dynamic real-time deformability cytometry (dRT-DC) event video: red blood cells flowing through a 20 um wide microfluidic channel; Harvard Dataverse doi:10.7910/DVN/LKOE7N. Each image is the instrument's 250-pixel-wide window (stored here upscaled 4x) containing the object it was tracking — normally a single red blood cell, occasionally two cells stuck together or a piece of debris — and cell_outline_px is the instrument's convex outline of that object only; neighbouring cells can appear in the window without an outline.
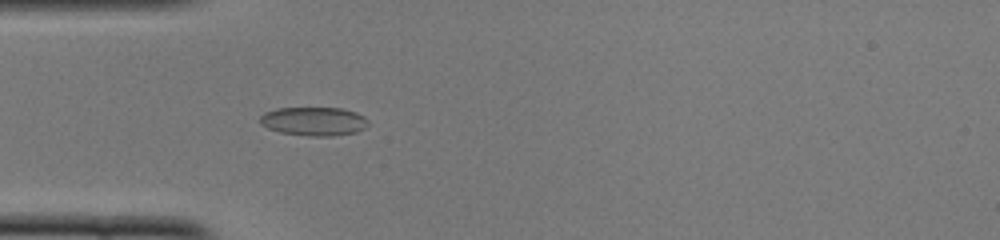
{"species": "common noctule bat (a hibernating species)", "species_latin": "Nyctalus noctula", "temperature_condition": "cold", "stored_images_in_passage": 50, "camera_frame_rate_fps": 3000, "um_per_image_px": 0.085, "animal": {"sex": "female", "body_mass_g": 22.0, "forearm_length_mm": 56.7}, "frame": {"image": 1, "passage_image": 15, "time_ms": 4.667, "image_size_px": [1000, 240], "cell_outline_px": [[368, 124], [364, 128], [356, 132], [332, 136], [308, 136], [280, 132], [268, 128], [260, 124], [260, 116], [264, 112], [276, 108], [340, 108], [356, 112], [364, 116], [368, 120]], "centroid_in_image_um": [26.66, 10.31], "position_along_channel_um": 58.3, "area_um2": 18.15}}
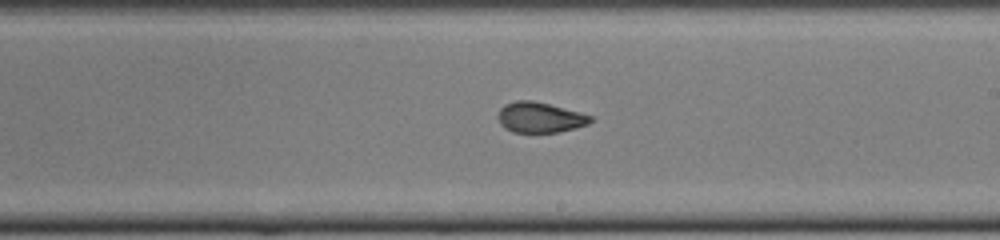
{"frame": {"image": 2, "passage_image": 29, "time_ms": 9.333, "image_size_px": [1000, 240], "cell_outline_px": [[596, 120], [588, 124], [576, 128], [560, 132], [512, 132], [504, 128], [500, 124], [496, 116], [500, 108], [504, 104], [516, 100], [532, 100], [580, 112], [592, 116]], "centroid_in_image_um": [45.88, 9.98], "position_along_channel_um": 243.1, "area_um2": 16.65}}
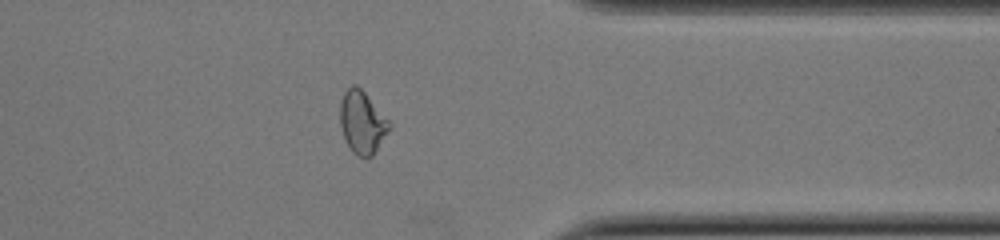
{"frame": {"image": 3, "passage_image": 40, "time_ms": 13.0, "image_size_px": [1000, 240], "cell_outline_px": [[392, 128], [372, 156], [356, 156], [352, 152], [344, 140], [340, 124], [340, 104], [344, 92], [352, 84], [356, 84], [364, 92], [392, 124]], "centroid_in_image_um": [30.79, 10.41], "position_along_channel_um": 380.6, "area_um2": 17.98}, "authors_computed_cell_mechanics": {"area_um2": 17.4845, "velocity_mm_per_s": 4.0096, "shape_relaxation_time_tau1_ms": null, "shape_relaxation_time_tau2_ms": 1.5264, "deformation_change_tau1": null, "deformation_change_tau2": 0.0716}}